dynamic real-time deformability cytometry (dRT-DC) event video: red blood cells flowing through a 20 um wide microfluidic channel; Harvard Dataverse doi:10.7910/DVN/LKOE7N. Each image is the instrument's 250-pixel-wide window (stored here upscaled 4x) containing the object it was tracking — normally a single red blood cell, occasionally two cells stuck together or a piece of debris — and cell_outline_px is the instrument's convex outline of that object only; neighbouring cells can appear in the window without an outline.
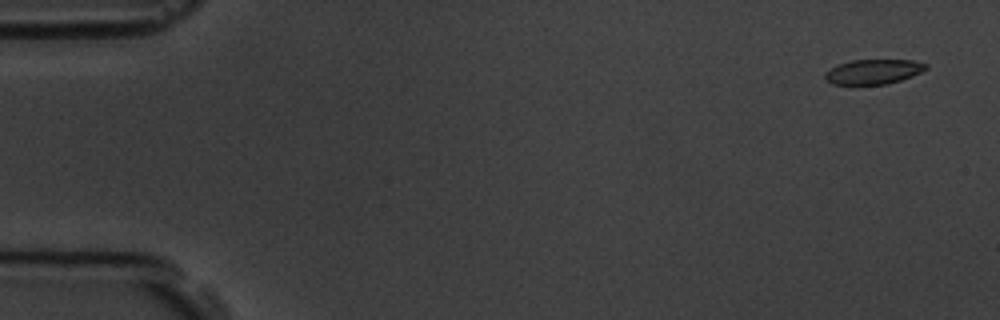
{"species": "common noctule bat (a hibernating species)", "species_latin": "Nyctalus noctula", "temperature_condition": "room temperature", "stored_images_in_passage": 5, "camera_frame_rate_fps": 3000, "um_per_image_px": 0.085, "animal": {"sex": "male", "body_mass_g": 19.5, "forearm_length_mm": 54.6}, "frame": {"image": 1, "passage_image": 1, "time_ms": 0.0, "image_size_px": [1000, 320], "cell_outline_px": [[928, 68], [912, 76], [888, 84], [856, 88], [832, 84], [824, 80], [824, 72], [840, 64], [852, 60], [912, 60], [928, 64]], "centroid_in_image_um": [74.16, 6.16], "position_along_channel_um": 10.8, "area_um2": 15.32}}